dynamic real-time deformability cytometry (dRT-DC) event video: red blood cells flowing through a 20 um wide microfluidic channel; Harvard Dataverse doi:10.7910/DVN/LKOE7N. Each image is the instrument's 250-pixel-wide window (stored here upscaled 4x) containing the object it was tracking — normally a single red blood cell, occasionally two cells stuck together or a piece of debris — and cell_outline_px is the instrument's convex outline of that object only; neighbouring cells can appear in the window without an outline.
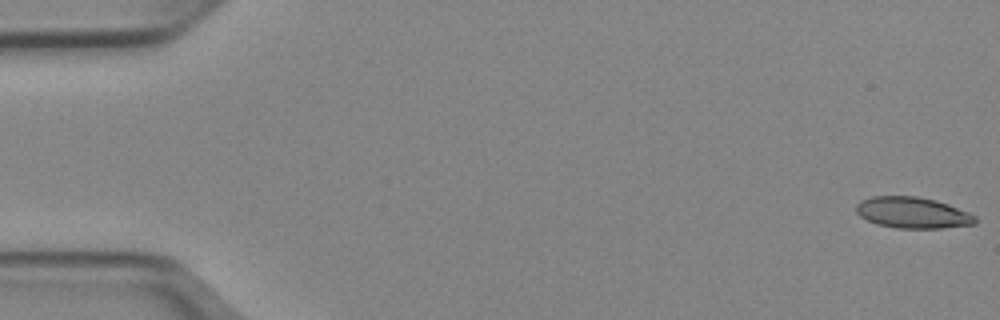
{"species": "Egyptian fruit bat (a non-hibernating species)", "species_latin": "Rousettus aegyptiacus", "temperature_condition": "cold", "stored_images_in_passage": 16, "camera_frame_rate_fps": 3000, "um_per_image_px": 0.085, "animal": {"sex": "female"}, "frame": {"image": 1, "passage_image": 1, "time_ms": 0.0, "image_size_px": [1000, 320], "cell_outline_px": [[976, 224], [940, 228], [896, 228], [876, 224], [860, 216], [856, 212], [856, 204], [860, 200], [872, 196], [916, 196], [936, 200], [948, 204], [968, 212], [976, 216]], "centroid_in_image_um": [77.55, 18.07], "position_along_channel_um": 7.4, "area_um2": 21.68}}
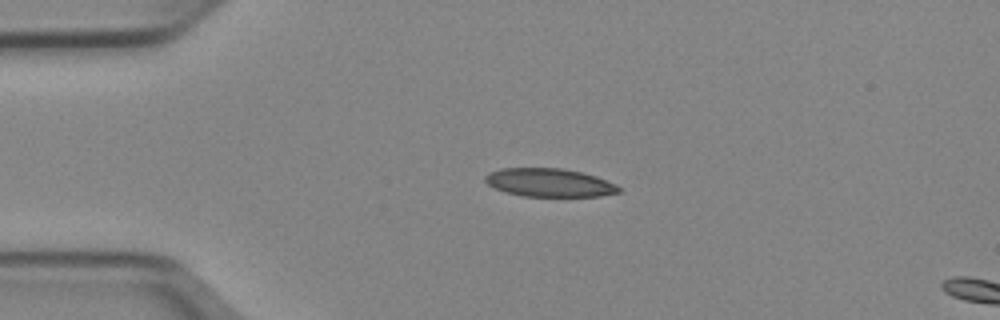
{"frame": {"image": 2, "passage_image": 12, "time_ms": 3.667, "image_size_px": [1000, 320], "cell_outline_px": [[620, 192], [600, 196], [520, 196], [504, 192], [488, 184], [484, 180], [484, 176], [488, 172], [500, 168], [564, 168], [584, 172], [596, 176], [616, 184], [620, 188]], "centroid_in_image_um": [46.68, 15.51], "position_along_channel_um": 38.3, "area_um2": 22.25}}